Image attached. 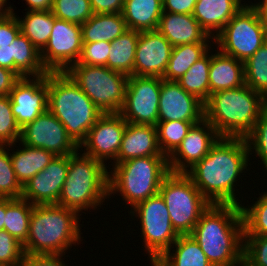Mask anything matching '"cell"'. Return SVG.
I'll use <instances>...</instances> for the list:
<instances>
[{"instance_id":"cell-51","label":"cell","mask_w":267,"mask_h":266,"mask_svg":"<svg viewBox=\"0 0 267 266\" xmlns=\"http://www.w3.org/2000/svg\"><path fill=\"white\" fill-rule=\"evenodd\" d=\"M29 5V11H48L52 10L53 0H25Z\"/></svg>"},{"instance_id":"cell-28","label":"cell","mask_w":267,"mask_h":266,"mask_svg":"<svg viewBox=\"0 0 267 266\" xmlns=\"http://www.w3.org/2000/svg\"><path fill=\"white\" fill-rule=\"evenodd\" d=\"M12 58L14 72L20 78L30 75L39 77L48 73L42 64L40 52L22 33L12 42Z\"/></svg>"},{"instance_id":"cell-41","label":"cell","mask_w":267,"mask_h":266,"mask_svg":"<svg viewBox=\"0 0 267 266\" xmlns=\"http://www.w3.org/2000/svg\"><path fill=\"white\" fill-rule=\"evenodd\" d=\"M243 264L267 266V236H244Z\"/></svg>"},{"instance_id":"cell-42","label":"cell","mask_w":267,"mask_h":266,"mask_svg":"<svg viewBox=\"0 0 267 266\" xmlns=\"http://www.w3.org/2000/svg\"><path fill=\"white\" fill-rule=\"evenodd\" d=\"M245 139L249 151L255 150L267 170V107L262 111L251 133Z\"/></svg>"},{"instance_id":"cell-54","label":"cell","mask_w":267,"mask_h":266,"mask_svg":"<svg viewBox=\"0 0 267 266\" xmlns=\"http://www.w3.org/2000/svg\"><path fill=\"white\" fill-rule=\"evenodd\" d=\"M6 2H7V0H0V19L14 13L11 6L5 7V9L3 8L5 6V4L7 5Z\"/></svg>"},{"instance_id":"cell-32","label":"cell","mask_w":267,"mask_h":266,"mask_svg":"<svg viewBox=\"0 0 267 266\" xmlns=\"http://www.w3.org/2000/svg\"><path fill=\"white\" fill-rule=\"evenodd\" d=\"M34 205L23 198H6L4 230L22 245L29 233V221Z\"/></svg>"},{"instance_id":"cell-5","label":"cell","mask_w":267,"mask_h":266,"mask_svg":"<svg viewBox=\"0 0 267 266\" xmlns=\"http://www.w3.org/2000/svg\"><path fill=\"white\" fill-rule=\"evenodd\" d=\"M48 110L80 146L102 112L66 72H48Z\"/></svg>"},{"instance_id":"cell-49","label":"cell","mask_w":267,"mask_h":266,"mask_svg":"<svg viewBox=\"0 0 267 266\" xmlns=\"http://www.w3.org/2000/svg\"><path fill=\"white\" fill-rule=\"evenodd\" d=\"M20 77L12 70L0 67V96L10 95L14 84Z\"/></svg>"},{"instance_id":"cell-43","label":"cell","mask_w":267,"mask_h":266,"mask_svg":"<svg viewBox=\"0 0 267 266\" xmlns=\"http://www.w3.org/2000/svg\"><path fill=\"white\" fill-rule=\"evenodd\" d=\"M24 254L23 245L6 230H0V263L3 266H21Z\"/></svg>"},{"instance_id":"cell-45","label":"cell","mask_w":267,"mask_h":266,"mask_svg":"<svg viewBox=\"0 0 267 266\" xmlns=\"http://www.w3.org/2000/svg\"><path fill=\"white\" fill-rule=\"evenodd\" d=\"M20 33V24L15 13L0 19V43H12Z\"/></svg>"},{"instance_id":"cell-47","label":"cell","mask_w":267,"mask_h":266,"mask_svg":"<svg viewBox=\"0 0 267 266\" xmlns=\"http://www.w3.org/2000/svg\"><path fill=\"white\" fill-rule=\"evenodd\" d=\"M94 14L122 13L125 0H89Z\"/></svg>"},{"instance_id":"cell-44","label":"cell","mask_w":267,"mask_h":266,"mask_svg":"<svg viewBox=\"0 0 267 266\" xmlns=\"http://www.w3.org/2000/svg\"><path fill=\"white\" fill-rule=\"evenodd\" d=\"M110 48L111 43L108 41L83 43L80 58L75 64L106 66Z\"/></svg>"},{"instance_id":"cell-31","label":"cell","mask_w":267,"mask_h":266,"mask_svg":"<svg viewBox=\"0 0 267 266\" xmlns=\"http://www.w3.org/2000/svg\"><path fill=\"white\" fill-rule=\"evenodd\" d=\"M174 245L173 255L167 251L159 258L164 266H213L190 235H180Z\"/></svg>"},{"instance_id":"cell-30","label":"cell","mask_w":267,"mask_h":266,"mask_svg":"<svg viewBox=\"0 0 267 266\" xmlns=\"http://www.w3.org/2000/svg\"><path fill=\"white\" fill-rule=\"evenodd\" d=\"M208 47V43L174 46L162 79L167 81L179 80L196 61L209 51Z\"/></svg>"},{"instance_id":"cell-36","label":"cell","mask_w":267,"mask_h":266,"mask_svg":"<svg viewBox=\"0 0 267 266\" xmlns=\"http://www.w3.org/2000/svg\"><path fill=\"white\" fill-rule=\"evenodd\" d=\"M188 121H158L157 142L159 149L167 158L178 148L193 124Z\"/></svg>"},{"instance_id":"cell-1","label":"cell","mask_w":267,"mask_h":266,"mask_svg":"<svg viewBox=\"0 0 267 266\" xmlns=\"http://www.w3.org/2000/svg\"><path fill=\"white\" fill-rule=\"evenodd\" d=\"M250 153L245 138L220 137L209 153L185 174L211 204L241 206L234 182L248 166Z\"/></svg>"},{"instance_id":"cell-11","label":"cell","mask_w":267,"mask_h":266,"mask_svg":"<svg viewBox=\"0 0 267 266\" xmlns=\"http://www.w3.org/2000/svg\"><path fill=\"white\" fill-rule=\"evenodd\" d=\"M133 209L130 213H136L140 218L141 235L150 259L159 260L167 251H171V244L180 236L172 226L164 199L157 193L138 203Z\"/></svg>"},{"instance_id":"cell-37","label":"cell","mask_w":267,"mask_h":266,"mask_svg":"<svg viewBox=\"0 0 267 266\" xmlns=\"http://www.w3.org/2000/svg\"><path fill=\"white\" fill-rule=\"evenodd\" d=\"M258 199L250 208L240 206L244 236H267V192Z\"/></svg>"},{"instance_id":"cell-55","label":"cell","mask_w":267,"mask_h":266,"mask_svg":"<svg viewBox=\"0 0 267 266\" xmlns=\"http://www.w3.org/2000/svg\"><path fill=\"white\" fill-rule=\"evenodd\" d=\"M152 266H164L159 260H151Z\"/></svg>"},{"instance_id":"cell-13","label":"cell","mask_w":267,"mask_h":266,"mask_svg":"<svg viewBox=\"0 0 267 266\" xmlns=\"http://www.w3.org/2000/svg\"><path fill=\"white\" fill-rule=\"evenodd\" d=\"M82 46L81 25L55 18L48 43L40 52L42 64L48 72H65L78 62Z\"/></svg>"},{"instance_id":"cell-14","label":"cell","mask_w":267,"mask_h":266,"mask_svg":"<svg viewBox=\"0 0 267 266\" xmlns=\"http://www.w3.org/2000/svg\"><path fill=\"white\" fill-rule=\"evenodd\" d=\"M19 141L30 147L51 151L56 156L72 155L79 150L64 125L48 109L21 128Z\"/></svg>"},{"instance_id":"cell-15","label":"cell","mask_w":267,"mask_h":266,"mask_svg":"<svg viewBox=\"0 0 267 266\" xmlns=\"http://www.w3.org/2000/svg\"><path fill=\"white\" fill-rule=\"evenodd\" d=\"M127 122L120 113H104L88 131L79 148L86 147L83 154L104 163L115 160L121 147Z\"/></svg>"},{"instance_id":"cell-10","label":"cell","mask_w":267,"mask_h":266,"mask_svg":"<svg viewBox=\"0 0 267 266\" xmlns=\"http://www.w3.org/2000/svg\"><path fill=\"white\" fill-rule=\"evenodd\" d=\"M213 40L222 53L245 62L267 41L260 9L246 4Z\"/></svg>"},{"instance_id":"cell-17","label":"cell","mask_w":267,"mask_h":266,"mask_svg":"<svg viewBox=\"0 0 267 266\" xmlns=\"http://www.w3.org/2000/svg\"><path fill=\"white\" fill-rule=\"evenodd\" d=\"M219 138L220 135L205 118L193 124L178 148L168 157L170 172L186 173L187 167L192 168L202 160Z\"/></svg>"},{"instance_id":"cell-9","label":"cell","mask_w":267,"mask_h":266,"mask_svg":"<svg viewBox=\"0 0 267 266\" xmlns=\"http://www.w3.org/2000/svg\"><path fill=\"white\" fill-rule=\"evenodd\" d=\"M159 193L179 235H190L201 214L211 205L185 173L170 172L163 179Z\"/></svg>"},{"instance_id":"cell-33","label":"cell","mask_w":267,"mask_h":266,"mask_svg":"<svg viewBox=\"0 0 267 266\" xmlns=\"http://www.w3.org/2000/svg\"><path fill=\"white\" fill-rule=\"evenodd\" d=\"M55 18L51 10L29 11L23 20L18 17L21 33L32 42L39 52L48 43Z\"/></svg>"},{"instance_id":"cell-4","label":"cell","mask_w":267,"mask_h":266,"mask_svg":"<svg viewBox=\"0 0 267 266\" xmlns=\"http://www.w3.org/2000/svg\"><path fill=\"white\" fill-rule=\"evenodd\" d=\"M78 213L58 204L34 205L29 221L25 254H64L80 242Z\"/></svg>"},{"instance_id":"cell-34","label":"cell","mask_w":267,"mask_h":266,"mask_svg":"<svg viewBox=\"0 0 267 266\" xmlns=\"http://www.w3.org/2000/svg\"><path fill=\"white\" fill-rule=\"evenodd\" d=\"M207 51L176 82L188 93L205 103L209 99V69L211 56Z\"/></svg>"},{"instance_id":"cell-21","label":"cell","mask_w":267,"mask_h":266,"mask_svg":"<svg viewBox=\"0 0 267 266\" xmlns=\"http://www.w3.org/2000/svg\"><path fill=\"white\" fill-rule=\"evenodd\" d=\"M147 156H165L158 146L156 126L127 123L114 163Z\"/></svg>"},{"instance_id":"cell-27","label":"cell","mask_w":267,"mask_h":266,"mask_svg":"<svg viewBox=\"0 0 267 266\" xmlns=\"http://www.w3.org/2000/svg\"><path fill=\"white\" fill-rule=\"evenodd\" d=\"M22 145L24 148L10 154V157L17 181L23 187L32 177L44 170L56 155L42 148Z\"/></svg>"},{"instance_id":"cell-52","label":"cell","mask_w":267,"mask_h":266,"mask_svg":"<svg viewBox=\"0 0 267 266\" xmlns=\"http://www.w3.org/2000/svg\"><path fill=\"white\" fill-rule=\"evenodd\" d=\"M6 215V198H0V230L4 229Z\"/></svg>"},{"instance_id":"cell-26","label":"cell","mask_w":267,"mask_h":266,"mask_svg":"<svg viewBox=\"0 0 267 266\" xmlns=\"http://www.w3.org/2000/svg\"><path fill=\"white\" fill-rule=\"evenodd\" d=\"M128 30L122 13L93 14L81 25L83 43L112 42Z\"/></svg>"},{"instance_id":"cell-18","label":"cell","mask_w":267,"mask_h":266,"mask_svg":"<svg viewBox=\"0 0 267 266\" xmlns=\"http://www.w3.org/2000/svg\"><path fill=\"white\" fill-rule=\"evenodd\" d=\"M69 167L68 155L55 156L44 170L23 187L21 198L33 205L57 204Z\"/></svg>"},{"instance_id":"cell-53","label":"cell","mask_w":267,"mask_h":266,"mask_svg":"<svg viewBox=\"0 0 267 266\" xmlns=\"http://www.w3.org/2000/svg\"><path fill=\"white\" fill-rule=\"evenodd\" d=\"M256 5L260 9V12L262 14V17L265 23V31H266V39H267V0H263L262 2H259Z\"/></svg>"},{"instance_id":"cell-23","label":"cell","mask_w":267,"mask_h":266,"mask_svg":"<svg viewBox=\"0 0 267 266\" xmlns=\"http://www.w3.org/2000/svg\"><path fill=\"white\" fill-rule=\"evenodd\" d=\"M244 6L241 0H197L192 15L208 36L214 39Z\"/></svg>"},{"instance_id":"cell-50","label":"cell","mask_w":267,"mask_h":266,"mask_svg":"<svg viewBox=\"0 0 267 266\" xmlns=\"http://www.w3.org/2000/svg\"><path fill=\"white\" fill-rule=\"evenodd\" d=\"M0 67L14 71L12 43H0Z\"/></svg>"},{"instance_id":"cell-29","label":"cell","mask_w":267,"mask_h":266,"mask_svg":"<svg viewBox=\"0 0 267 266\" xmlns=\"http://www.w3.org/2000/svg\"><path fill=\"white\" fill-rule=\"evenodd\" d=\"M138 39L139 32L128 29L122 35L113 40L111 42L106 67L127 76L133 75Z\"/></svg>"},{"instance_id":"cell-2","label":"cell","mask_w":267,"mask_h":266,"mask_svg":"<svg viewBox=\"0 0 267 266\" xmlns=\"http://www.w3.org/2000/svg\"><path fill=\"white\" fill-rule=\"evenodd\" d=\"M190 236L213 266L243 263L244 223L240 206L211 204L201 214Z\"/></svg>"},{"instance_id":"cell-48","label":"cell","mask_w":267,"mask_h":266,"mask_svg":"<svg viewBox=\"0 0 267 266\" xmlns=\"http://www.w3.org/2000/svg\"><path fill=\"white\" fill-rule=\"evenodd\" d=\"M197 0H163V12L192 14Z\"/></svg>"},{"instance_id":"cell-38","label":"cell","mask_w":267,"mask_h":266,"mask_svg":"<svg viewBox=\"0 0 267 266\" xmlns=\"http://www.w3.org/2000/svg\"><path fill=\"white\" fill-rule=\"evenodd\" d=\"M51 11L56 18L79 25L94 14L89 0H53Z\"/></svg>"},{"instance_id":"cell-19","label":"cell","mask_w":267,"mask_h":266,"mask_svg":"<svg viewBox=\"0 0 267 266\" xmlns=\"http://www.w3.org/2000/svg\"><path fill=\"white\" fill-rule=\"evenodd\" d=\"M204 118V103L185 91L176 81L162 80L158 121L200 122Z\"/></svg>"},{"instance_id":"cell-24","label":"cell","mask_w":267,"mask_h":266,"mask_svg":"<svg viewBox=\"0 0 267 266\" xmlns=\"http://www.w3.org/2000/svg\"><path fill=\"white\" fill-rule=\"evenodd\" d=\"M218 51L211 54L209 97L217 91L235 89L245 84L244 62Z\"/></svg>"},{"instance_id":"cell-16","label":"cell","mask_w":267,"mask_h":266,"mask_svg":"<svg viewBox=\"0 0 267 266\" xmlns=\"http://www.w3.org/2000/svg\"><path fill=\"white\" fill-rule=\"evenodd\" d=\"M9 96L14 118L21 129L48 108L47 74L32 77V80L30 77L20 78Z\"/></svg>"},{"instance_id":"cell-3","label":"cell","mask_w":267,"mask_h":266,"mask_svg":"<svg viewBox=\"0 0 267 266\" xmlns=\"http://www.w3.org/2000/svg\"><path fill=\"white\" fill-rule=\"evenodd\" d=\"M266 107L267 99L244 84L210 94L204 118L220 137L246 138Z\"/></svg>"},{"instance_id":"cell-22","label":"cell","mask_w":267,"mask_h":266,"mask_svg":"<svg viewBox=\"0 0 267 266\" xmlns=\"http://www.w3.org/2000/svg\"><path fill=\"white\" fill-rule=\"evenodd\" d=\"M157 30L173 47L190 43H207L210 42L208 38L211 39L192 14L162 12Z\"/></svg>"},{"instance_id":"cell-6","label":"cell","mask_w":267,"mask_h":266,"mask_svg":"<svg viewBox=\"0 0 267 266\" xmlns=\"http://www.w3.org/2000/svg\"><path fill=\"white\" fill-rule=\"evenodd\" d=\"M69 167L57 204L75 210L96 208L109 198V173L105 163L78 151L68 155Z\"/></svg>"},{"instance_id":"cell-12","label":"cell","mask_w":267,"mask_h":266,"mask_svg":"<svg viewBox=\"0 0 267 266\" xmlns=\"http://www.w3.org/2000/svg\"><path fill=\"white\" fill-rule=\"evenodd\" d=\"M162 80L156 76H129L120 111L127 123L156 126Z\"/></svg>"},{"instance_id":"cell-20","label":"cell","mask_w":267,"mask_h":266,"mask_svg":"<svg viewBox=\"0 0 267 266\" xmlns=\"http://www.w3.org/2000/svg\"><path fill=\"white\" fill-rule=\"evenodd\" d=\"M172 48L171 43L158 30L139 32L133 75L162 78Z\"/></svg>"},{"instance_id":"cell-25","label":"cell","mask_w":267,"mask_h":266,"mask_svg":"<svg viewBox=\"0 0 267 266\" xmlns=\"http://www.w3.org/2000/svg\"><path fill=\"white\" fill-rule=\"evenodd\" d=\"M163 0H125L122 11L126 26L138 32L157 30Z\"/></svg>"},{"instance_id":"cell-7","label":"cell","mask_w":267,"mask_h":266,"mask_svg":"<svg viewBox=\"0 0 267 266\" xmlns=\"http://www.w3.org/2000/svg\"><path fill=\"white\" fill-rule=\"evenodd\" d=\"M113 168L109 174V196L120 192L132 207L159 193L163 179L170 173L166 156L134 158L114 164Z\"/></svg>"},{"instance_id":"cell-46","label":"cell","mask_w":267,"mask_h":266,"mask_svg":"<svg viewBox=\"0 0 267 266\" xmlns=\"http://www.w3.org/2000/svg\"><path fill=\"white\" fill-rule=\"evenodd\" d=\"M61 257L63 254H24L21 266H66Z\"/></svg>"},{"instance_id":"cell-8","label":"cell","mask_w":267,"mask_h":266,"mask_svg":"<svg viewBox=\"0 0 267 266\" xmlns=\"http://www.w3.org/2000/svg\"><path fill=\"white\" fill-rule=\"evenodd\" d=\"M104 113H120L125 102L129 76L106 66L73 64L65 71Z\"/></svg>"},{"instance_id":"cell-39","label":"cell","mask_w":267,"mask_h":266,"mask_svg":"<svg viewBox=\"0 0 267 266\" xmlns=\"http://www.w3.org/2000/svg\"><path fill=\"white\" fill-rule=\"evenodd\" d=\"M20 135L21 129L14 118L10 96H0V145L11 148L20 140Z\"/></svg>"},{"instance_id":"cell-35","label":"cell","mask_w":267,"mask_h":266,"mask_svg":"<svg viewBox=\"0 0 267 266\" xmlns=\"http://www.w3.org/2000/svg\"><path fill=\"white\" fill-rule=\"evenodd\" d=\"M244 80L267 99V41L244 62Z\"/></svg>"},{"instance_id":"cell-40","label":"cell","mask_w":267,"mask_h":266,"mask_svg":"<svg viewBox=\"0 0 267 266\" xmlns=\"http://www.w3.org/2000/svg\"><path fill=\"white\" fill-rule=\"evenodd\" d=\"M5 149V145H0V198H21L22 186L17 181L11 157Z\"/></svg>"}]
</instances>
